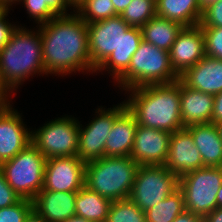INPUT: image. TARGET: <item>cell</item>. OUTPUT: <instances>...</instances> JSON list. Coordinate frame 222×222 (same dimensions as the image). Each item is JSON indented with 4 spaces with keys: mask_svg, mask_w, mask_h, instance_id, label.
Returning <instances> with one entry per match:
<instances>
[{
    "mask_svg": "<svg viewBox=\"0 0 222 222\" xmlns=\"http://www.w3.org/2000/svg\"><path fill=\"white\" fill-rule=\"evenodd\" d=\"M38 26L46 75L95 74L90 60L87 23L74 11Z\"/></svg>",
    "mask_w": 222,
    "mask_h": 222,
    "instance_id": "6da1fadb",
    "label": "cell"
},
{
    "mask_svg": "<svg viewBox=\"0 0 222 222\" xmlns=\"http://www.w3.org/2000/svg\"><path fill=\"white\" fill-rule=\"evenodd\" d=\"M127 109L138 125L169 133L183 129L180 112V79L167 84H152L125 90Z\"/></svg>",
    "mask_w": 222,
    "mask_h": 222,
    "instance_id": "7a4b0ae2",
    "label": "cell"
},
{
    "mask_svg": "<svg viewBox=\"0 0 222 222\" xmlns=\"http://www.w3.org/2000/svg\"><path fill=\"white\" fill-rule=\"evenodd\" d=\"M29 30L18 25L11 38L0 51V82L11 94H15L30 76L46 75L42 59L40 28Z\"/></svg>",
    "mask_w": 222,
    "mask_h": 222,
    "instance_id": "3957f363",
    "label": "cell"
},
{
    "mask_svg": "<svg viewBox=\"0 0 222 222\" xmlns=\"http://www.w3.org/2000/svg\"><path fill=\"white\" fill-rule=\"evenodd\" d=\"M138 166L130 156H104L87 162L85 186L111 201L129 199Z\"/></svg>",
    "mask_w": 222,
    "mask_h": 222,
    "instance_id": "277c9868",
    "label": "cell"
},
{
    "mask_svg": "<svg viewBox=\"0 0 222 222\" xmlns=\"http://www.w3.org/2000/svg\"><path fill=\"white\" fill-rule=\"evenodd\" d=\"M179 78L172 68L169 52L142 40L128 69L115 82L119 89L129 90L152 84L172 83Z\"/></svg>",
    "mask_w": 222,
    "mask_h": 222,
    "instance_id": "5b68a950",
    "label": "cell"
},
{
    "mask_svg": "<svg viewBox=\"0 0 222 222\" xmlns=\"http://www.w3.org/2000/svg\"><path fill=\"white\" fill-rule=\"evenodd\" d=\"M46 160L30 143L15 157L3 162L0 169L20 198L33 200L43 188Z\"/></svg>",
    "mask_w": 222,
    "mask_h": 222,
    "instance_id": "8992f818",
    "label": "cell"
},
{
    "mask_svg": "<svg viewBox=\"0 0 222 222\" xmlns=\"http://www.w3.org/2000/svg\"><path fill=\"white\" fill-rule=\"evenodd\" d=\"M222 186V167H207L179 177L185 209L203 218L217 208V194Z\"/></svg>",
    "mask_w": 222,
    "mask_h": 222,
    "instance_id": "52a82bcc",
    "label": "cell"
},
{
    "mask_svg": "<svg viewBox=\"0 0 222 222\" xmlns=\"http://www.w3.org/2000/svg\"><path fill=\"white\" fill-rule=\"evenodd\" d=\"M70 116L52 119L31 130V143L46 159L77 156L79 121Z\"/></svg>",
    "mask_w": 222,
    "mask_h": 222,
    "instance_id": "ba28073f",
    "label": "cell"
},
{
    "mask_svg": "<svg viewBox=\"0 0 222 222\" xmlns=\"http://www.w3.org/2000/svg\"><path fill=\"white\" fill-rule=\"evenodd\" d=\"M178 188L179 177L165 165L138 166L129 199L146 211Z\"/></svg>",
    "mask_w": 222,
    "mask_h": 222,
    "instance_id": "9c48e42d",
    "label": "cell"
},
{
    "mask_svg": "<svg viewBox=\"0 0 222 222\" xmlns=\"http://www.w3.org/2000/svg\"><path fill=\"white\" fill-rule=\"evenodd\" d=\"M127 108L125 101L113 108L99 106L96 115L86 127L79 122V143L77 156L84 162L98 160L105 156V144L115 119Z\"/></svg>",
    "mask_w": 222,
    "mask_h": 222,
    "instance_id": "30bf717a",
    "label": "cell"
},
{
    "mask_svg": "<svg viewBox=\"0 0 222 222\" xmlns=\"http://www.w3.org/2000/svg\"><path fill=\"white\" fill-rule=\"evenodd\" d=\"M91 66L96 70L121 43L122 35L131 27L120 15L88 23Z\"/></svg>",
    "mask_w": 222,
    "mask_h": 222,
    "instance_id": "8fae6325",
    "label": "cell"
},
{
    "mask_svg": "<svg viewBox=\"0 0 222 222\" xmlns=\"http://www.w3.org/2000/svg\"><path fill=\"white\" fill-rule=\"evenodd\" d=\"M85 166L78 156L47 159L41 191H79L85 186Z\"/></svg>",
    "mask_w": 222,
    "mask_h": 222,
    "instance_id": "7c38bea8",
    "label": "cell"
},
{
    "mask_svg": "<svg viewBox=\"0 0 222 222\" xmlns=\"http://www.w3.org/2000/svg\"><path fill=\"white\" fill-rule=\"evenodd\" d=\"M171 133L137 125L130 157L139 166L164 165Z\"/></svg>",
    "mask_w": 222,
    "mask_h": 222,
    "instance_id": "4fadbf2b",
    "label": "cell"
},
{
    "mask_svg": "<svg viewBox=\"0 0 222 222\" xmlns=\"http://www.w3.org/2000/svg\"><path fill=\"white\" fill-rule=\"evenodd\" d=\"M31 143V131L21 114L9 104L0 112V165Z\"/></svg>",
    "mask_w": 222,
    "mask_h": 222,
    "instance_id": "5bb4252c",
    "label": "cell"
},
{
    "mask_svg": "<svg viewBox=\"0 0 222 222\" xmlns=\"http://www.w3.org/2000/svg\"><path fill=\"white\" fill-rule=\"evenodd\" d=\"M173 70L181 76L205 56V36L201 26L183 27L170 51Z\"/></svg>",
    "mask_w": 222,
    "mask_h": 222,
    "instance_id": "9a60e30c",
    "label": "cell"
},
{
    "mask_svg": "<svg viewBox=\"0 0 222 222\" xmlns=\"http://www.w3.org/2000/svg\"><path fill=\"white\" fill-rule=\"evenodd\" d=\"M174 175H182L203 167L193 136L186 129L171 133L167 160L164 164Z\"/></svg>",
    "mask_w": 222,
    "mask_h": 222,
    "instance_id": "2e32d148",
    "label": "cell"
},
{
    "mask_svg": "<svg viewBox=\"0 0 222 222\" xmlns=\"http://www.w3.org/2000/svg\"><path fill=\"white\" fill-rule=\"evenodd\" d=\"M179 79L189 88L214 96L222 91V60L205 55Z\"/></svg>",
    "mask_w": 222,
    "mask_h": 222,
    "instance_id": "e0dca14e",
    "label": "cell"
},
{
    "mask_svg": "<svg viewBox=\"0 0 222 222\" xmlns=\"http://www.w3.org/2000/svg\"><path fill=\"white\" fill-rule=\"evenodd\" d=\"M214 96L186 86L180 80V112L183 127L211 123Z\"/></svg>",
    "mask_w": 222,
    "mask_h": 222,
    "instance_id": "ac0fdd59",
    "label": "cell"
},
{
    "mask_svg": "<svg viewBox=\"0 0 222 222\" xmlns=\"http://www.w3.org/2000/svg\"><path fill=\"white\" fill-rule=\"evenodd\" d=\"M77 192L40 191L33 209L47 222H63L75 215Z\"/></svg>",
    "mask_w": 222,
    "mask_h": 222,
    "instance_id": "d6986e66",
    "label": "cell"
},
{
    "mask_svg": "<svg viewBox=\"0 0 222 222\" xmlns=\"http://www.w3.org/2000/svg\"><path fill=\"white\" fill-rule=\"evenodd\" d=\"M137 125L135 116L126 108L114 121L106 140L105 156H130Z\"/></svg>",
    "mask_w": 222,
    "mask_h": 222,
    "instance_id": "ffe728a7",
    "label": "cell"
},
{
    "mask_svg": "<svg viewBox=\"0 0 222 222\" xmlns=\"http://www.w3.org/2000/svg\"><path fill=\"white\" fill-rule=\"evenodd\" d=\"M142 40L141 28L130 27L122 35L119 47L95 70L96 75L106 70L116 81L128 69Z\"/></svg>",
    "mask_w": 222,
    "mask_h": 222,
    "instance_id": "44dd1931",
    "label": "cell"
},
{
    "mask_svg": "<svg viewBox=\"0 0 222 222\" xmlns=\"http://www.w3.org/2000/svg\"><path fill=\"white\" fill-rule=\"evenodd\" d=\"M186 129L193 136L203 167H222V141L216 124H195Z\"/></svg>",
    "mask_w": 222,
    "mask_h": 222,
    "instance_id": "7402d4cb",
    "label": "cell"
},
{
    "mask_svg": "<svg viewBox=\"0 0 222 222\" xmlns=\"http://www.w3.org/2000/svg\"><path fill=\"white\" fill-rule=\"evenodd\" d=\"M156 16L174 21L183 27L200 23L202 10L199 0H156Z\"/></svg>",
    "mask_w": 222,
    "mask_h": 222,
    "instance_id": "603a6c76",
    "label": "cell"
},
{
    "mask_svg": "<svg viewBox=\"0 0 222 222\" xmlns=\"http://www.w3.org/2000/svg\"><path fill=\"white\" fill-rule=\"evenodd\" d=\"M182 28L174 21L155 16L141 27L142 39L169 52Z\"/></svg>",
    "mask_w": 222,
    "mask_h": 222,
    "instance_id": "cb8c5ba5",
    "label": "cell"
},
{
    "mask_svg": "<svg viewBox=\"0 0 222 222\" xmlns=\"http://www.w3.org/2000/svg\"><path fill=\"white\" fill-rule=\"evenodd\" d=\"M112 201L82 187L76 194L75 215L91 222H106Z\"/></svg>",
    "mask_w": 222,
    "mask_h": 222,
    "instance_id": "d4e9b609",
    "label": "cell"
},
{
    "mask_svg": "<svg viewBox=\"0 0 222 222\" xmlns=\"http://www.w3.org/2000/svg\"><path fill=\"white\" fill-rule=\"evenodd\" d=\"M185 209L184 194L180 188L145 212L146 222H172Z\"/></svg>",
    "mask_w": 222,
    "mask_h": 222,
    "instance_id": "484cf974",
    "label": "cell"
},
{
    "mask_svg": "<svg viewBox=\"0 0 222 222\" xmlns=\"http://www.w3.org/2000/svg\"><path fill=\"white\" fill-rule=\"evenodd\" d=\"M74 12L87 24L118 15L112 0H82Z\"/></svg>",
    "mask_w": 222,
    "mask_h": 222,
    "instance_id": "4316f807",
    "label": "cell"
},
{
    "mask_svg": "<svg viewBox=\"0 0 222 222\" xmlns=\"http://www.w3.org/2000/svg\"><path fill=\"white\" fill-rule=\"evenodd\" d=\"M120 16L129 26L141 28L156 16L155 1L132 0Z\"/></svg>",
    "mask_w": 222,
    "mask_h": 222,
    "instance_id": "83f0119b",
    "label": "cell"
},
{
    "mask_svg": "<svg viewBox=\"0 0 222 222\" xmlns=\"http://www.w3.org/2000/svg\"><path fill=\"white\" fill-rule=\"evenodd\" d=\"M106 222H146L145 212L130 199L112 201Z\"/></svg>",
    "mask_w": 222,
    "mask_h": 222,
    "instance_id": "f1b7e54d",
    "label": "cell"
},
{
    "mask_svg": "<svg viewBox=\"0 0 222 222\" xmlns=\"http://www.w3.org/2000/svg\"><path fill=\"white\" fill-rule=\"evenodd\" d=\"M32 210V200L21 198L14 205L0 208V222H24Z\"/></svg>",
    "mask_w": 222,
    "mask_h": 222,
    "instance_id": "f546056e",
    "label": "cell"
},
{
    "mask_svg": "<svg viewBox=\"0 0 222 222\" xmlns=\"http://www.w3.org/2000/svg\"><path fill=\"white\" fill-rule=\"evenodd\" d=\"M21 2L27 9L26 13L34 19L36 24H45L57 16L42 0H20L19 4Z\"/></svg>",
    "mask_w": 222,
    "mask_h": 222,
    "instance_id": "4dcf8cb0",
    "label": "cell"
},
{
    "mask_svg": "<svg viewBox=\"0 0 222 222\" xmlns=\"http://www.w3.org/2000/svg\"><path fill=\"white\" fill-rule=\"evenodd\" d=\"M205 36V55L222 60V27H201Z\"/></svg>",
    "mask_w": 222,
    "mask_h": 222,
    "instance_id": "1f68e13d",
    "label": "cell"
},
{
    "mask_svg": "<svg viewBox=\"0 0 222 222\" xmlns=\"http://www.w3.org/2000/svg\"><path fill=\"white\" fill-rule=\"evenodd\" d=\"M201 27H222V0L214 2L202 11Z\"/></svg>",
    "mask_w": 222,
    "mask_h": 222,
    "instance_id": "d6a6232c",
    "label": "cell"
},
{
    "mask_svg": "<svg viewBox=\"0 0 222 222\" xmlns=\"http://www.w3.org/2000/svg\"><path fill=\"white\" fill-rule=\"evenodd\" d=\"M21 198L6 182L3 171L0 169V208L9 207Z\"/></svg>",
    "mask_w": 222,
    "mask_h": 222,
    "instance_id": "836d02e7",
    "label": "cell"
},
{
    "mask_svg": "<svg viewBox=\"0 0 222 222\" xmlns=\"http://www.w3.org/2000/svg\"><path fill=\"white\" fill-rule=\"evenodd\" d=\"M9 9H5L0 14V51L4 48L7 44L9 39L11 38L12 33L18 27V25H14L11 22L9 23V19L7 18ZM7 18V21H6Z\"/></svg>",
    "mask_w": 222,
    "mask_h": 222,
    "instance_id": "e575fe53",
    "label": "cell"
},
{
    "mask_svg": "<svg viewBox=\"0 0 222 222\" xmlns=\"http://www.w3.org/2000/svg\"><path fill=\"white\" fill-rule=\"evenodd\" d=\"M46 5L58 16V15H68L67 11L73 10L74 7L68 0H42ZM73 9H72V8Z\"/></svg>",
    "mask_w": 222,
    "mask_h": 222,
    "instance_id": "d590c367",
    "label": "cell"
},
{
    "mask_svg": "<svg viewBox=\"0 0 222 222\" xmlns=\"http://www.w3.org/2000/svg\"><path fill=\"white\" fill-rule=\"evenodd\" d=\"M222 121V91L214 95L211 123L217 124Z\"/></svg>",
    "mask_w": 222,
    "mask_h": 222,
    "instance_id": "8d00e7d4",
    "label": "cell"
},
{
    "mask_svg": "<svg viewBox=\"0 0 222 222\" xmlns=\"http://www.w3.org/2000/svg\"><path fill=\"white\" fill-rule=\"evenodd\" d=\"M172 222H203V217L191 211L184 210Z\"/></svg>",
    "mask_w": 222,
    "mask_h": 222,
    "instance_id": "74e56055",
    "label": "cell"
},
{
    "mask_svg": "<svg viewBox=\"0 0 222 222\" xmlns=\"http://www.w3.org/2000/svg\"><path fill=\"white\" fill-rule=\"evenodd\" d=\"M10 95L11 94L3 87L2 83L0 82V112L3 111L12 101L10 99Z\"/></svg>",
    "mask_w": 222,
    "mask_h": 222,
    "instance_id": "f35d334b",
    "label": "cell"
},
{
    "mask_svg": "<svg viewBox=\"0 0 222 222\" xmlns=\"http://www.w3.org/2000/svg\"><path fill=\"white\" fill-rule=\"evenodd\" d=\"M203 222H222V208H215L203 218Z\"/></svg>",
    "mask_w": 222,
    "mask_h": 222,
    "instance_id": "ab89813d",
    "label": "cell"
},
{
    "mask_svg": "<svg viewBox=\"0 0 222 222\" xmlns=\"http://www.w3.org/2000/svg\"><path fill=\"white\" fill-rule=\"evenodd\" d=\"M132 0H112L115 12L120 15L123 10L131 3Z\"/></svg>",
    "mask_w": 222,
    "mask_h": 222,
    "instance_id": "60d3db41",
    "label": "cell"
},
{
    "mask_svg": "<svg viewBox=\"0 0 222 222\" xmlns=\"http://www.w3.org/2000/svg\"><path fill=\"white\" fill-rule=\"evenodd\" d=\"M24 222H47L34 209L28 214Z\"/></svg>",
    "mask_w": 222,
    "mask_h": 222,
    "instance_id": "b9f144b4",
    "label": "cell"
},
{
    "mask_svg": "<svg viewBox=\"0 0 222 222\" xmlns=\"http://www.w3.org/2000/svg\"><path fill=\"white\" fill-rule=\"evenodd\" d=\"M20 0H0V4L5 9H10L13 4H18Z\"/></svg>",
    "mask_w": 222,
    "mask_h": 222,
    "instance_id": "7bdbcfd3",
    "label": "cell"
},
{
    "mask_svg": "<svg viewBox=\"0 0 222 222\" xmlns=\"http://www.w3.org/2000/svg\"><path fill=\"white\" fill-rule=\"evenodd\" d=\"M63 222H91V221H88L87 219L82 218L81 216L74 215L72 217H69Z\"/></svg>",
    "mask_w": 222,
    "mask_h": 222,
    "instance_id": "ee69618b",
    "label": "cell"
},
{
    "mask_svg": "<svg viewBox=\"0 0 222 222\" xmlns=\"http://www.w3.org/2000/svg\"><path fill=\"white\" fill-rule=\"evenodd\" d=\"M219 0H199V4L201 7V10L203 11L208 6L212 5L214 2H217Z\"/></svg>",
    "mask_w": 222,
    "mask_h": 222,
    "instance_id": "f6af8a7d",
    "label": "cell"
},
{
    "mask_svg": "<svg viewBox=\"0 0 222 222\" xmlns=\"http://www.w3.org/2000/svg\"><path fill=\"white\" fill-rule=\"evenodd\" d=\"M216 200H217V207L222 208V186L218 191Z\"/></svg>",
    "mask_w": 222,
    "mask_h": 222,
    "instance_id": "bcb514c9",
    "label": "cell"
},
{
    "mask_svg": "<svg viewBox=\"0 0 222 222\" xmlns=\"http://www.w3.org/2000/svg\"><path fill=\"white\" fill-rule=\"evenodd\" d=\"M217 128H218V132L222 141V121L216 124Z\"/></svg>",
    "mask_w": 222,
    "mask_h": 222,
    "instance_id": "7dc6e473",
    "label": "cell"
},
{
    "mask_svg": "<svg viewBox=\"0 0 222 222\" xmlns=\"http://www.w3.org/2000/svg\"><path fill=\"white\" fill-rule=\"evenodd\" d=\"M73 7H75L77 4H79L82 0H68Z\"/></svg>",
    "mask_w": 222,
    "mask_h": 222,
    "instance_id": "c3c4849f",
    "label": "cell"
},
{
    "mask_svg": "<svg viewBox=\"0 0 222 222\" xmlns=\"http://www.w3.org/2000/svg\"><path fill=\"white\" fill-rule=\"evenodd\" d=\"M5 10V8L0 4V14Z\"/></svg>",
    "mask_w": 222,
    "mask_h": 222,
    "instance_id": "681fc988",
    "label": "cell"
}]
</instances>
